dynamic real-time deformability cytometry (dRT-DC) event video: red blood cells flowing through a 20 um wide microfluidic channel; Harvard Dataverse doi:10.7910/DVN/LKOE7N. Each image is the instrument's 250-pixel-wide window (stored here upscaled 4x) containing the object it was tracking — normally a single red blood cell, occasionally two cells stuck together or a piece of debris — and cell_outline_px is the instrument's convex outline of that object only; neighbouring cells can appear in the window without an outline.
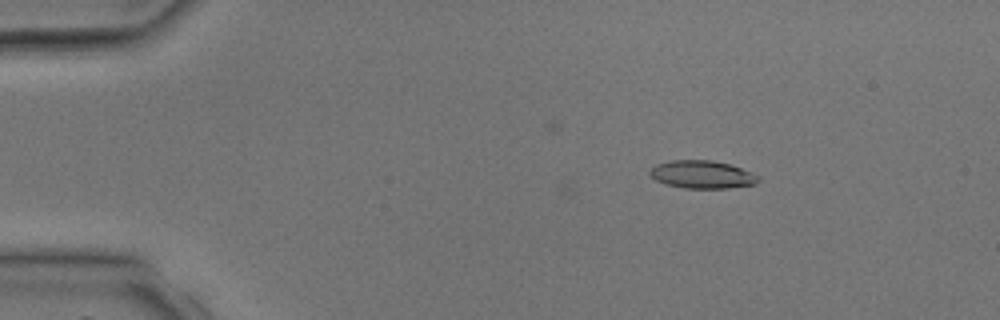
{"species": "common noctule bat (a hibernating species)", "species_latin": "Nyctalus noctula", "temperature_condition": "room temperature", "stored_images_in_passage": 3, "camera_frame_rate_fps": 3000, "um_per_image_px": 0.085, "animal": {"sex": "male", "body_mass_g": 17.9, "forearm_length_mm": 54.2}, "frame": {"image": 1, "passage_image": 2, "time_ms": 1.333, "image_size_px": [1000, 320], "cell_outline_px": [[760, 180], [756, 184], [728, 188], [684, 188], [664, 184], [656, 180], [648, 172], [656, 164], [672, 160], [712, 160], [728, 164], [752, 172], [760, 176]], "centroid_in_image_um": [59.69, 14.84], "position_along_channel_um": 25.3, "area_um2": 17.63}}